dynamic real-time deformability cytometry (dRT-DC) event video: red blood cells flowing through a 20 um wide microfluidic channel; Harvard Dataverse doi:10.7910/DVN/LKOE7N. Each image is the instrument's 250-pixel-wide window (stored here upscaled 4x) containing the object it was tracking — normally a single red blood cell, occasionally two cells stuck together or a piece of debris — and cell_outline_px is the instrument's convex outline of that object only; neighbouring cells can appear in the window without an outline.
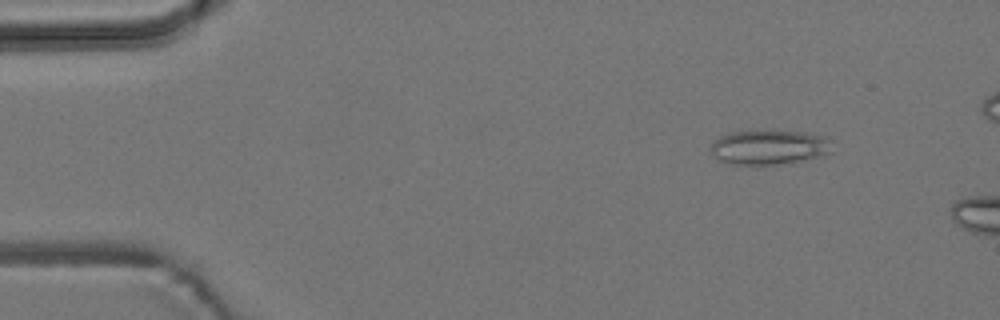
{"species": "common noctule bat (a hibernating species)", "species_latin": "Nyctalus noctula", "temperature_condition": "room temperature", "stored_images_in_passage": 11, "camera_frame_rate_fps": 3000, "um_per_image_px": 0.085, "animal": {"sex": "male", "body_mass_g": 19.2, "forearm_length_mm": 51.8}, "frame": {"image": 1, "passage_image": 7, "time_ms": 2.0, "image_size_px": [1000, 320], "cell_outline_px": [[832, 152], [792, 164], [728, 164], [716, 160], [708, 148], [712, 140], [728, 132], [808, 132], [828, 136], [832, 140]], "centroid_in_image_um": [65.38, 12.53], "position_along_channel_um": 19.6, "area_um2": 24.91}}